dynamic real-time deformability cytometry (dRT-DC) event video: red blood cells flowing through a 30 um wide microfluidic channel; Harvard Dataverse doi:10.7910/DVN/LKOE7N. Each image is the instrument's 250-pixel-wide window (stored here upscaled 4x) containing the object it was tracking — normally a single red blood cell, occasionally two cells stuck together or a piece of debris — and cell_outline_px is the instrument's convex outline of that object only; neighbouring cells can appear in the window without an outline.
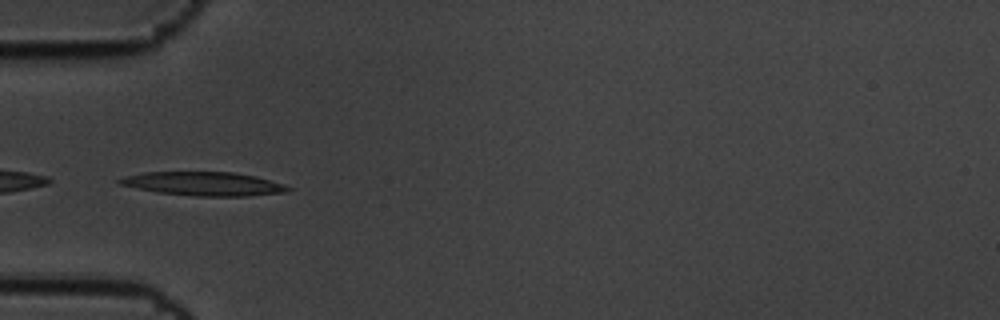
{"species": "common noctule bat (a hibernating species)", "species_latin": "Nyctalus noctula", "temperature_condition": "cold", "stored_images_in_passage": 4, "camera_frame_rate_fps": 3000, "um_per_image_px": 0.085, "animal": {"sex": "male", "body_mass_g": 19.5, "forearm_length_mm": 54.6}, "frame": {"image": 1, "passage_image": 2, "time_ms": 0.333, "image_size_px": [1000, 320], "cell_outline_px": [[292, 188], [288, 192], [248, 196], [196, 196], [156, 192], [116, 184], [116, 180], [124, 176], [144, 172], [232, 172], [256, 176], [284, 184]], "centroid_in_image_um": [17.29, 15.62], "position_along_channel_um": 67.7, "area_um2": 23.47}}
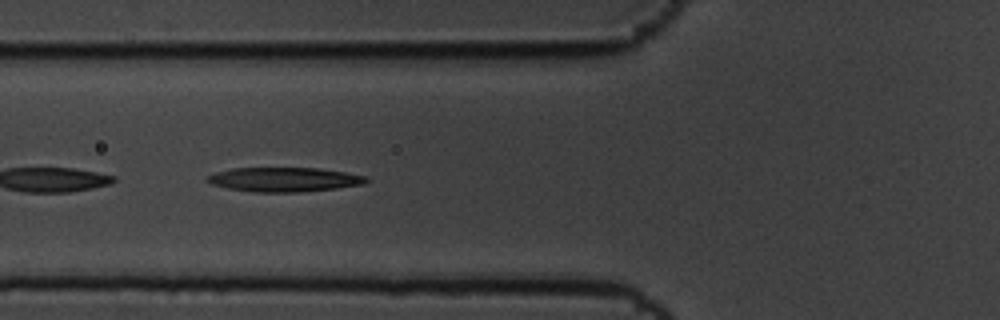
{"frame": {"image": 2, "passage_image": 3, "time_ms": 0.667, "image_size_px": [1000, 320], "cell_outline_px": [[368, 180], [364, 184], [336, 188], [300, 192], [256, 192], [228, 188], [212, 184], [204, 180], [208, 176], [216, 172], [232, 168], [320, 168], [368, 176]], "centroid_in_image_um": [24.16, 15.25], "position_along_channel_um": 101.6, "area_um2": 22.48}}